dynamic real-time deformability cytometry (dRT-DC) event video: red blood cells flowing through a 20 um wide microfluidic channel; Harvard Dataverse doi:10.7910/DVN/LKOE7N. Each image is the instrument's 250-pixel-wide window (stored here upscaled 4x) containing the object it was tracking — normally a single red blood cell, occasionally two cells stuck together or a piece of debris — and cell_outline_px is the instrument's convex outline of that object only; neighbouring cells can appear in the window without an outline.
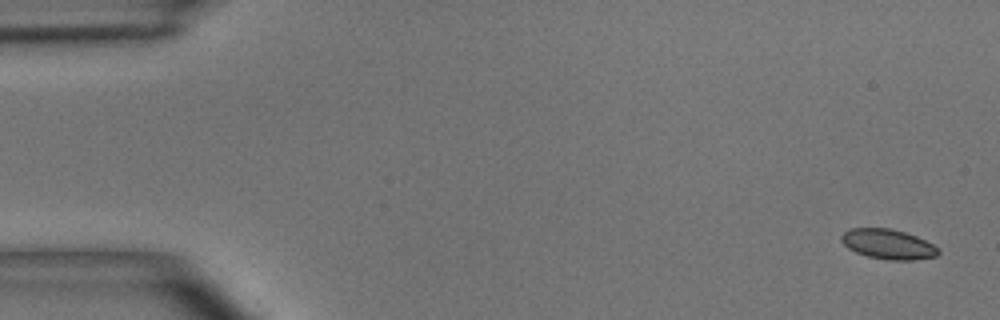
{"species": "common noctule bat (a hibernating species)", "species_latin": "Nyctalus noctula", "temperature_condition": "room temperature", "stored_images_in_passage": 8, "camera_frame_rate_fps": 3000, "um_per_image_px": 0.085, "animal": {"sex": "male", "body_mass_g": 15.6}, "frame": {"image": 1, "passage_image": 1, "time_ms": 0.0, "image_size_px": [1000, 320], "cell_outline_px": [[940, 252], [936, 256], [912, 260], [888, 260], [868, 256], [856, 252], [848, 248], [840, 240], [840, 236], [848, 228], [888, 228], [904, 232], [916, 236], [932, 244]], "centroid_in_image_um": [75.44, 20.75], "position_along_channel_um": 9.6, "area_um2": 16.76}}
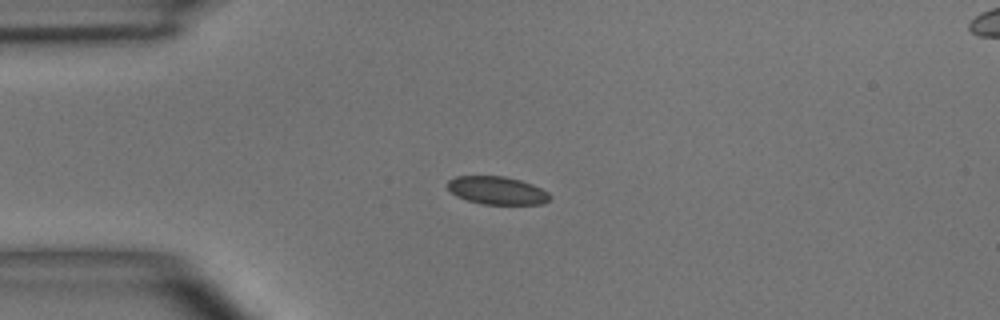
{"frame": {"image": 2, "passage_image": 4, "time_ms": 3.667, "image_size_px": [1000, 320], "cell_outline_px": [[552, 196], [544, 204], [484, 204], [468, 200], [456, 196], [448, 188], [448, 180], [456, 176], [504, 176], [520, 180], [532, 184], [548, 192]], "centroid_in_image_um": [42.27, 16.18], "position_along_channel_um": 42.7, "area_um2": 16.59}}
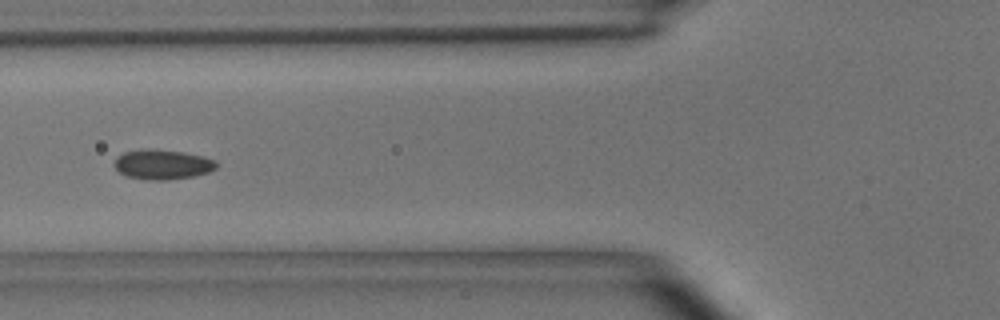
{"frame": {"image": 3, "passage_image": 6, "time_ms": 6.0, "image_size_px": [1000, 320], "cell_outline_px": [[216, 168], [208, 172], [192, 176], [168, 180], [148, 180], [124, 176], [112, 164], [124, 152], [140, 148], [148, 148], [184, 152], [204, 156], [216, 160]], "centroid_in_image_um": [13.79, 13.97], "position_along_channel_um": 112.0, "area_um2": 17.86}}